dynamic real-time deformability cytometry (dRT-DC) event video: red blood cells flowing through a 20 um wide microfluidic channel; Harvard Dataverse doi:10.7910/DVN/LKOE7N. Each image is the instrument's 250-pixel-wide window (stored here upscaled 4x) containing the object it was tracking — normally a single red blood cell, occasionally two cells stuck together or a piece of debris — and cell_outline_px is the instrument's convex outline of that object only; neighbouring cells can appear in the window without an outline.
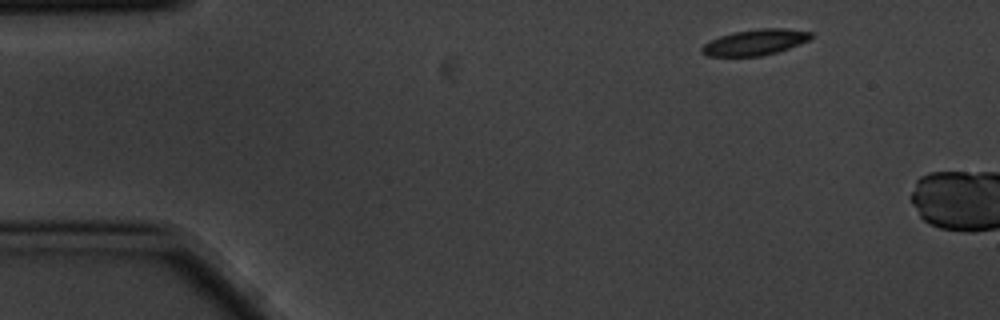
{"species": "common noctule bat (a hibernating species)", "species_latin": "Nyctalus noctula", "temperature_condition": "cold", "stored_images_in_passage": 3, "camera_frame_rate_fps": 3000, "um_per_image_px": 0.085, "animal": {"sex": "male", "body_mass_g": 20.1, "forearm_length_mm": 53.5}, "frame": {"image": 1, "passage_image": 1, "time_ms": 0.0, "image_size_px": [1000, 320], "cell_outline_px": [[812, 36], [808, 40], [788, 48], [776, 52], [760, 56], [708, 56], [700, 52], [700, 48], [704, 44], [720, 36], [732, 32], [756, 28], [784, 28], [812, 32]], "centroid_in_image_um": [64.15, 3.58], "position_along_channel_um": 20.8, "area_um2": 16.36}}